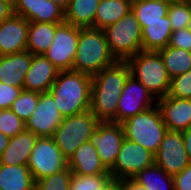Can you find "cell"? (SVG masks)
Wrapping results in <instances>:
<instances>
[{"instance_id":"6da1fadb","label":"cell","mask_w":191,"mask_h":190,"mask_svg":"<svg viewBox=\"0 0 191 190\" xmlns=\"http://www.w3.org/2000/svg\"><path fill=\"white\" fill-rule=\"evenodd\" d=\"M131 75L126 61H117L92 76L90 111L100 122L116 123L119 96Z\"/></svg>"},{"instance_id":"7a4b0ae2","label":"cell","mask_w":191,"mask_h":190,"mask_svg":"<svg viewBox=\"0 0 191 190\" xmlns=\"http://www.w3.org/2000/svg\"><path fill=\"white\" fill-rule=\"evenodd\" d=\"M92 76L68 70L59 71L48 91L63 117L90 110Z\"/></svg>"},{"instance_id":"3957f363","label":"cell","mask_w":191,"mask_h":190,"mask_svg":"<svg viewBox=\"0 0 191 190\" xmlns=\"http://www.w3.org/2000/svg\"><path fill=\"white\" fill-rule=\"evenodd\" d=\"M117 60L111 54L103 30L79 28L77 51L72 71L94 76Z\"/></svg>"},{"instance_id":"277c9868","label":"cell","mask_w":191,"mask_h":190,"mask_svg":"<svg viewBox=\"0 0 191 190\" xmlns=\"http://www.w3.org/2000/svg\"><path fill=\"white\" fill-rule=\"evenodd\" d=\"M131 75L140 81L156 100L168 95L171 78L157 51H140L126 61Z\"/></svg>"},{"instance_id":"5b68a950","label":"cell","mask_w":191,"mask_h":190,"mask_svg":"<svg viewBox=\"0 0 191 190\" xmlns=\"http://www.w3.org/2000/svg\"><path fill=\"white\" fill-rule=\"evenodd\" d=\"M125 138L138 143L153 154L157 152L168 131L157 104L121 123Z\"/></svg>"},{"instance_id":"8992f818","label":"cell","mask_w":191,"mask_h":190,"mask_svg":"<svg viewBox=\"0 0 191 190\" xmlns=\"http://www.w3.org/2000/svg\"><path fill=\"white\" fill-rule=\"evenodd\" d=\"M99 123L100 121L90 110L63 117L52 139L67 161L79 146L89 142Z\"/></svg>"},{"instance_id":"52a82bcc","label":"cell","mask_w":191,"mask_h":190,"mask_svg":"<svg viewBox=\"0 0 191 190\" xmlns=\"http://www.w3.org/2000/svg\"><path fill=\"white\" fill-rule=\"evenodd\" d=\"M103 31L110 52L117 61H127L142 51V28L132 10Z\"/></svg>"},{"instance_id":"ba28073f","label":"cell","mask_w":191,"mask_h":190,"mask_svg":"<svg viewBox=\"0 0 191 190\" xmlns=\"http://www.w3.org/2000/svg\"><path fill=\"white\" fill-rule=\"evenodd\" d=\"M34 181L68 167V161L52 137H38L27 164Z\"/></svg>"},{"instance_id":"9c48e42d","label":"cell","mask_w":191,"mask_h":190,"mask_svg":"<svg viewBox=\"0 0 191 190\" xmlns=\"http://www.w3.org/2000/svg\"><path fill=\"white\" fill-rule=\"evenodd\" d=\"M153 164L155 155L151 151L125 138L109 173L116 180L133 179L138 172Z\"/></svg>"},{"instance_id":"30bf717a","label":"cell","mask_w":191,"mask_h":190,"mask_svg":"<svg viewBox=\"0 0 191 190\" xmlns=\"http://www.w3.org/2000/svg\"><path fill=\"white\" fill-rule=\"evenodd\" d=\"M79 27L66 22L61 23L55 31L53 42L43 54L59 71L72 70L77 51Z\"/></svg>"},{"instance_id":"8fae6325","label":"cell","mask_w":191,"mask_h":190,"mask_svg":"<svg viewBox=\"0 0 191 190\" xmlns=\"http://www.w3.org/2000/svg\"><path fill=\"white\" fill-rule=\"evenodd\" d=\"M124 139L122 124L114 122H100L89 138V142L97 150L101 163L108 171L114 166Z\"/></svg>"},{"instance_id":"7c38bea8","label":"cell","mask_w":191,"mask_h":190,"mask_svg":"<svg viewBox=\"0 0 191 190\" xmlns=\"http://www.w3.org/2000/svg\"><path fill=\"white\" fill-rule=\"evenodd\" d=\"M155 102L145 86L130 75L119 96L116 123H123L130 117L150 109Z\"/></svg>"},{"instance_id":"4fadbf2b","label":"cell","mask_w":191,"mask_h":190,"mask_svg":"<svg viewBox=\"0 0 191 190\" xmlns=\"http://www.w3.org/2000/svg\"><path fill=\"white\" fill-rule=\"evenodd\" d=\"M155 155V164L168 175L180 173L188 164L181 132L167 131Z\"/></svg>"},{"instance_id":"5bb4252c","label":"cell","mask_w":191,"mask_h":190,"mask_svg":"<svg viewBox=\"0 0 191 190\" xmlns=\"http://www.w3.org/2000/svg\"><path fill=\"white\" fill-rule=\"evenodd\" d=\"M63 116L60 114L53 96L49 93H40L36 109L24 123L25 130L31 131L38 137H52L61 124Z\"/></svg>"},{"instance_id":"9a60e30c","label":"cell","mask_w":191,"mask_h":190,"mask_svg":"<svg viewBox=\"0 0 191 190\" xmlns=\"http://www.w3.org/2000/svg\"><path fill=\"white\" fill-rule=\"evenodd\" d=\"M29 22L20 15L12 14L0 23V56L26 50Z\"/></svg>"},{"instance_id":"2e32d148","label":"cell","mask_w":191,"mask_h":190,"mask_svg":"<svg viewBox=\"0 0 191 190\" xmlns=\"http://www.w3.org/2000/svg\"><path fill=\"white\" fill-rule=\"evenodd\" d=\"M156 104L169 131L182 132L191 127V99L166 95Z\"/></svg>"},{"instance_id":"e0dca14e","label":"cell","mask_w":191,"mask_h":190,"mask_svg":"<svg viewBox=\"0 0 191 190\" xmlns=\"http://www.w3.org/2000/svg\"><path fill=\"white\" fill-rule=\"evenodd\" d=\"M59 70L44 56L32 54L23 89L46 93L55 82Z\"/></svg>"},{"instance_id":"ac0fdd59","label":"cell","mask_w":191,"mask_h":190,"mask_svg":"<svg viewBox=\"0 0 191 190\" xmlns=\"http://www.w3.org/2000/svg\"><path fill=\"white\" fill-rule=\"evenodd\" d=\"M31 60L32 53L27 50L0 56V82L23 89Z\"/></svg>"},{"instance_id":"d6986e66","label":"cell","mask_w":191,"mask_h":190,"mask_svg":"<svg viewBox=\"0 0 191 190\" xmlns=\"http://www.w3.org/2000/svg\"><path fill=\"white\" fill-rule=\"evenodd\" d=\"M68 168L73 174L79 175L110 174L101 163L96 148L90 142L76 149L68 160Z\"/></svg>"},{"instance_id":"ffe728a7","label":"cell","mask_w":191,"mask_h":190,"mask_svg":"<svg viewBox=\"0 0 191 190\" xmlns=\"http://www.w3.org/2000/svg\"><path fill=\"white\" fill-rule=\"evenodd\" d=\"M37 139V135L26 130L11 137L0 157V164L27 165Z\"/></svg>"},{"instance_id":"44dd1931","label":"cell","mask_w":191,"mask_h":190,"mask_svg":"<svg viewBox=\"0 0 191 190\" xmlns=\"http://www.w3.org/2000/svg\"><path fill=\"white\" fill-rule=\"evenodd\" d=\"M139 24L142 28V51H158L169 44L172 27L168 16H165V21Z\"/></svg>"},{"instance_id":"7402d4cb","label":"cell","mask_w":191,"mask_h":190,"mask_svg":"<svg viewBox=\"0 0 191 190\" xmlns=\"http://www.w3.org/2000/svg\"><path fill=\"white\" fill-rule=\"evenodd\" d=\"M0 190H35V181L27 165L0 164Z\"/></svg>"},{"instance_id":"603a6c76","label":"cell","mask_w":191,"mask_h":190,"mask_svg":"<svg viewBox=\"0 0 191 190\" xmlns=\"http://www.w3.org/2000/svg\"><path fill=\"white\" fill-rule=\"evenodd\" d=\"M60 24L29 22L26 50L34 55H43L51 46Z\"/></svg>"},{"instance_id":"cb8c5ba5","label":"cell","mask_w":191,"mask_h":190,"mask_svg":"<svg viewBox=\"0 0 191 190\" xmlns=\"http://www.w3.org/2000/svg\"><path fill=\"white\" fill-rule=\"evenodd\" d=\"M100 0H71L65 9V22L79 28H94Z\"/></svg>"},{"instance_id":"d4e9b609","label":"cell","mask_w":191,"mask_h":190,"mask_svg":"<svg viewBox=\"0 0 191 190\" xmlns=\"http://www.w3.org/2000/svg\"><path fill=\"white\" fill-rule=\"evenodd\" d=\"M132 0H100L94 19V29L103 30L116 23L131 10Z\"/></svg>"},{"instance_id":"484cf974","label":"cell","mask_w":191,"mask_h":190,"mask_svg":"<svg viewBox=\"0 0 191 190\" xmlns=\"http://www.w3.org/2000/svg\"><path fill=\"white\" fill-rule=\"evenodd\" d=\"M157 52L162 57L164 66L171 79L191 70V51L167 45Z\"/></svg>"},{"instance_id":"4316f807","label":"cell","mask_w":191,"mask_h":190,"mask_svg":"<svg viewBox=\"0 0 191 190\" xmlns=\"http://www.w3.org/2000/svg\"><path fill=\"white\" fill-rule=\"evenodd\" d=\"M169 5L162 0H132L131 10L138 22L165 21Z\"/></svg>"},{"instance_id":"83f0119b","label":"cell","mask_w":191,"mask_h":190,"mask_svg":"<svg viewBox=\"0 0 191 190\" xmlns=\"http://www.w3.org/2000/svg\"><path fill=\"white\" fill-rule=\"evenodd\" d=\"M133 180L148 190H174L173 176L156 164L138 172Z\"/></svg>"},{"instance_id":"f1b7e54d","label":"cell","mask_w":191,"mask_h":190,"mask_svg":"<svg viewBox=\"0 0 191 190\" xmlns=\"http://www.w3.org/2000/svg\"><path fill=\"white\" fill-rule=\"evenodd\" d=\"M40 93L22 89L20 95L12 103L11 110L24 122H26L36 109Z\"/></svg>"},{"instance_id":"f546056e","label":"cell","mask_w":191,"mask_h":190,"mask_svg":"<svg viewBox=\"0 0 191 190\" xmlns=\"http://www.w3.org/2000/svg\"><path fill=\"white\" fill-rule=\"evenodd\" d=\"M167 16L171 22L172 31L187 28L191 19V5L184 0L171 2Z\"/></svg>"},{"instance_id":"4dcf8cb0","label":"cell","mask_w":191,"mask_h":190,"mask_svg":"<svg viewBox=\"0 0 191 190\" xmlns=\"http://www.w3.org/2000/svg\"><path fill=\"white\" fill-rule=\"evenodd\" d=\"M110 174L79 175L72 174L69 190H102V187L111 179Z\"/></svg>"},{"instance_id":"1f68e13d","label":"cell","mask_w":191,"mask_h":190,"mask_svg":"<svg viewBox=\"0 0 191 190\" xmlns=\"http://www.w3.org/2000/svg\"><path fill=\"white\" fill-rule=\"evenodd\" d=\"M72 172L68 167L35 182V190H69Z\"/></svg>"},{"instance_id":"d6a6232c","label":"cell","mask_w":191,"mask_h":190,"mask_svg":"<svg viewBox=\"0 0 191 190\" xmlns=\"http://www.w3.org/2000/svg\"><path fill=\"white\" fill-rule=\"evenodd\" d=\"M37 22L64 23L65 10L51 0H38Z\"/></svg>"},{"instance_id":"836d02e7","label":"cell","mask_w":191,"mask_h":190,"mask_svg":"<svg viewBox=\"0 0 191 190\" xmlns=\"http://www.w3.org/2000/svg\"><path fill=\"white\" fill-rule=\"evenodd\" d=\"M24 123L10 108L0 110V132L9 138L24 131Z\"/></svg>"},{"instance_id":"e575fe53","label":"cell","mask_w":191,"mask_h":190,"mask_svg":"<svg viewBox=\"0 0 191 190\" xmlns=\"http://www.w3.org/2000/svg\"><path fill=\"white\" fill-rule=\"evenodd\" d=\"M168 96L191 99V70L171 79Z\"/></svg>"},{"instance_id":"d590c367","label":"cell","mask_w":191,"mask_h":190,"mask_svg":"<svg viewBox=\"0 0 191 190\" xmlns=\"http://www.w3.org/2000/svg\"><path fill=\"white\" fill-rule=\"evenodd\" d=\"M38 0H14V14L24 17L28 22H37Z\"/></svg>"},{"instance_id":"8d00e7d4","label":"cell","mask_w":191,"mask_h":190,"mask_svg":"<svg viewBox=\"0 0 191 190\" xmlns=\"http://www.w3.org/2000/svg\"><path fill=\"white\" fill-rule=\"evenodd\" d=\"M21 91L22 88L0 82V110L11 108Z\"/></svg>"},{"instance_id":"74e56055","label":"cell","mask_w":191,"mask_h":190,"mask_svg":"<svg viewBox=\"0 0 191 190\" xmlns=\"http://www.w3.org/2000/svg\"><path fill=\"white\" fill-rule=\"evenodd\" d=\"M168 46L191 51V32L188 28L172 31Z\"/></svg>"},{"instance_id":"f35d334b","label":"cell","mask_w":191,"mask_h":190,"mask_svg":"<svg viewBox=\"0 0 191 190\" xmlns=\"http://www.w3.org/2000/svg\"><path fill=\"white\" fill-rule=\"evenodd\" d=\"M174 190H191V164L173 176Z\"/></svg>"},{"instance_id":"ab89813d","label":"cell","mask_w":191,"mask_h":190,"mask_svg":"<svg viewBox=\"0 0 191 190\" xmlns=\"http://www.w3.org/2000/svg\"><path fill=\"white\" fill-rule=\"evenodd\" d=\"M13 13V4L8 0H0V23Z\"/></svg>"},{"instance_id":"60d3db41","label":"cell","mask_w":191,"mask_h":190,"mask_svg":"<svg viewBox=\"0 0 191 190\" xmlns=\"http://www.w3.org/2000/svg\"><path fill=\"white\" fill-rule=\"evenodd\" d=\"M182 133L184 147L187 152L189 164H191V127L185 129Z\"/></svg>"},{"instance_id":"b9f144b4","label":"cell","mask_w":191,"mask_h":190,"mask_svg":"<svg viewBox=\"0 0 191 190\" xmlns=\"http://www.w3.org/2000/svg\"><path fill=\"white\" fill-rule=\"evenodd\" d=\"M121 190H148L146 187L141 186L133 179L120 180Z\"/></svg>"},{"instance_id":"7bdbcfd3","label":"cell","mask_w":191,"mask_h":190,"mask_svg":"<svg viewBox=\"0 0 191 190\" xmlns=\"http://www.w3.org/2000/svg\"><path fill=\"white\" fill-rule=\"evenodd\" d=\"M102 190H121L120 180L111 178L103 187Z\"/></svg>"},{"instance_id":"ee69618b","label":"cell","mask_w":191,"mask_h":190,"mask_svg":"<svg viewBox=\"0 0 191 190\" xmlns=\"http://www.w3.org/2000/svg\"><path fill=\"white\" fill-rule=\"evenodd\" d=\"M9 139L10 138L8 136H6L0 132V157H1L2 153L4 152V150L6 149Z\"/></svg>"},{"instance_id":"f6af8a7d","label":"cell","mask_w":191,"mask_h":190,"mask_svg":"<svg viewBox=\"0 0 191 190\" xmlns=\"http://www.w3.org/2000/svg\"><path fill=\"white\" fill-rule=\"evenodd\" d=\"M51 1L65 10L71 0H51Z\"/></svg>"},{"instance_id":"bcb514c9","label":"cell","mask_w":191,"mask_h":190,"mask_svg":"<svg viewBox=\"0 0 191 190\" xmlns=\"http://www.w3.org/2000/svg\"><path fill=\"white\" fill-rule=\"evenodd\" d=\"M188 30L191 32V19L189 20Z\"/></svg>"},{"instance_id":"7dc6e473","label":"cell","mask_w":191,"mask_h":190,"mask_svg":"<svg viewBox=\"0 0 191 190\" xmlns=\"http://www.w3.org/2000/svg\"><path fill=\"white\" fill-rule=\"evenodd\" d=\"M162 1H166L168 3H171V2H174V1H177V0H162Z\"/></svg>"},{"instance_id":"c3c4849f","label":"cell","mask_w":191,"mask_h":190,"mask_svg":"<svg viewBox=\"0 0 191 190\" xmlns=\"http://www.w3.org/2000/svg\"><path fill=\"white\" fill-rule=\"evenodd\" d=\"M184 1H186L187 3L191 5V0H184Z\"/></svg>"}]
</instances>
